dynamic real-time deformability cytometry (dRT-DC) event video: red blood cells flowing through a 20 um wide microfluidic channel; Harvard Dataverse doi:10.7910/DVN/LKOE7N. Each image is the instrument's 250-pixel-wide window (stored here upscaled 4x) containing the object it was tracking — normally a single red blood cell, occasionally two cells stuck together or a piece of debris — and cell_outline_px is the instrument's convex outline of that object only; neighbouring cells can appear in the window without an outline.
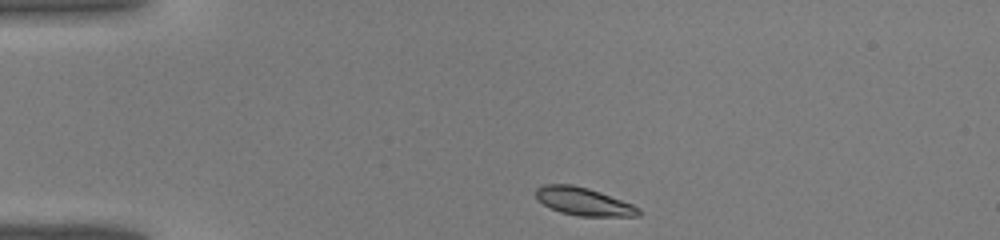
{"species": "common noctule bat (a hibernating species)", "species_latin": "Nyctalus noctula", "temperature_condition": "warm", "stored_images_in_passage": 35, "camera_frame_rate_fps": 3000, "um_per_image_px": 0.085, "animal": {"sex": "male", "body_mass_g": 19.0, "forearm_length_mm": 50.8}, "frame": {"image": 1, "passage_image": 1, "time_ms": 0.0, "image_size_px": [1000, 240], "cell_outline_px": [[640, 216], [580, 216], [560, 212], [536, 200], [536, 188], [544, 184], [572, 184], [588, 188], [600, 192], [632, 204], [640, 208]], "centroid_in_image_um": [49.59, 17.12], "position_along_channel_um": 35.4, "area_um2": 16.65}}
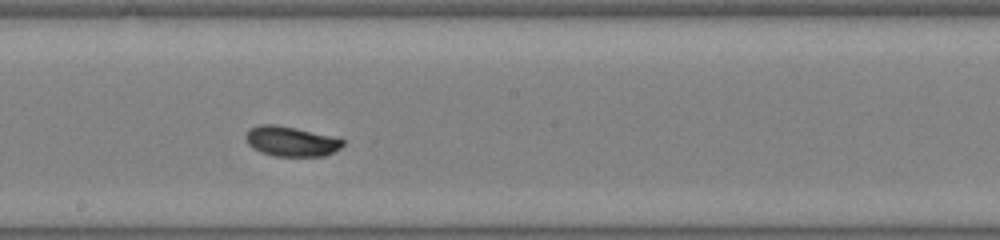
{"frame": {"image": 2, "passage_image": 16, "time_ms": 5.0, "image_size_px": [1000, 240], "cell_outline_px": [[344, 144], [340, 148], [324, 156], [276, 156], [260, 152], [252, 148], [248, 144], [244, 136], [248, 128], [260, 124], [276, 124], [340, 136], [344, 140]], "centroid_in_image_um": [24.76, 11.99], "position_along_channel_um": 223.4, "area_um2": 17.46}}
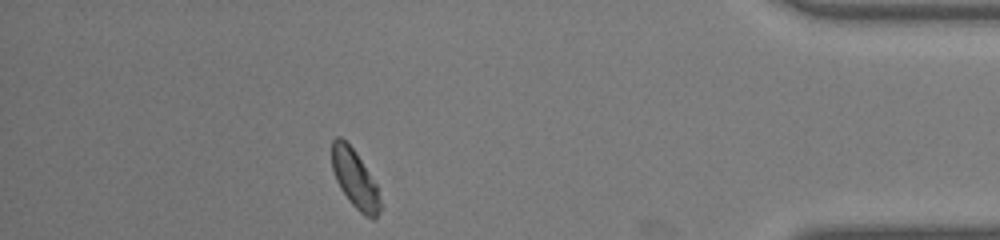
{"frame": {"image": 3, "passage_image": 30, "time_ms": 9.667, "image_size_px": [1000, 240], "cell_outline_px": [[380, 208], [376, 220], [372, 220], [364, 216], [348, 200], [340, 188], [336, 180], [332, 168], [332, 140], [336, 136], [340, 136], [356, 152], [376, 184], [380, 200]], "centroid_in_image_um": [30.16, 15.23], "position_along_channel_um": 405.0, "area_um2": 16.36}}